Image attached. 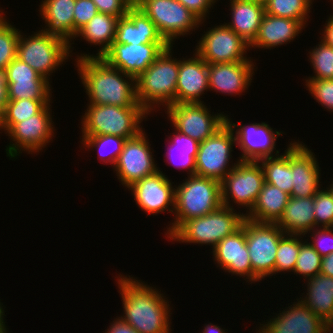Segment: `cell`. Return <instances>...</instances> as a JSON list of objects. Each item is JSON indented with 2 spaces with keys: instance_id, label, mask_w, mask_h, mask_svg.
Segmentation results:
<instances>
[{
  "instance_id": "obj_1",
  "label": "cell",
  "mask_w": 333,
  "mask_h": 333,
  "mask_svg": "<svg viewBox=\"0 0 333 333\" xmlns=\"http://www.w3.org/2000/svg\"><path fill=\"white\" fill-rule=\"evenodd\" d=\"M118 276L115 278L123 306V314L119 317L138 333H171L173 307H170L169 298L155 286L132 275L120 273Z\"/></svg>"
},
{
  "instance_id": "obj_2",
  "label": "cell",
  "mask_w": 333,
  "mask_h": 333,
  "mask_svg": "<svg viewBox=\"0 0 333 333\" xmlns=\"http://www.w3.org/2000/svg\"><path fill=\"white\" fill-rule=\"evenodd\" d=\"M88 104L142 107L136 97V78L111 67L103 58L74 60Z\"/></svg>"
},
{
  "instance_id": "obj_3",
  "label": "cell",
  "mask_w": 333,
  "mask_h": 333,
  "mask_svg": "<svg viewBox=\"0 0 333 333\" xmlns=\"http://www.w3.org/2000/svg\"><path fill=\"white\" fill-rule=\"evenodd\" d=\"M172 47L169 45L163 50L155 61L136 78L137 101L150 115L155 110L159 111L162 107L165 109L175 104L179 58L172 56Z\"/></svg>"
},
{
  "instance_id": "obj_4",
  "label": "cell",
  "mask_w": 333,
  "mask_h": 333,
  "mask_svg": "<svg viewBox=\"0 0 333 333\" xmlns=\"http://www.w3.org/2000/svg\"><path fill=\"white\" fill-rule=\"evenodd\" d=\"M221 183L217 180L187 175V178L175 185V208L172 222L166 227L167 238L184 222L201 217L222 206Z\"/></svg>"
},
{
  "instance_id": "obj_5",
  "label": "cell",
  "mask_w": 333,
  "mask_h": 333,
  "mask_svg": "<svg viewBox=\"0 0 333 333\" xmlns=\"http://www.w3.org/2000/svg\"><path fill=\"white\" fill-rule=\"evenodd\" d=\"M245 213L221 206L201 217L184 221L169 237L172 242L209 245L213 249L222 239L239 230Z\"/></svg>"
},
{
  "instance_id": "obj_6",
  "label": "cell",
  "mask_w": 333,
  "mask_h": 333,
  "mask_svg": "<svg viewBox=\"0 0 333 333\" xmlns=\"http://www.w3.org/2000/svg\"><path fill=\"white\" fill-rule=\"evenodd\" d=\"M81 118L82 135H115L125 139L138 135L150 115L143 107L87 104Z\"/></svg>"
},
{
  "instance_id": "obj_7",
  "label": "cell",
  "mask_w": 333,
  "mask_h": 333,
  "mask_svg": "<svg viewBox=\"0 0 333 333\" xmlns=\"http://www.w3.org/2000/svg\"><path fill=\"white\" fill-rule=\"evenodd\" d=\"M26 37L20 32L16 58L50 81L52 73L71 58L69 44L42 29Z\"/></svg>"
},
{
  "instance_id": "obj_8",
  "label": "cell",
  "mask_w": 333,
  "mask_h": 333,
  "mask_svg": "<svg viewBox=\"0 0 333 333\" xmlns=\"http://www.w3.org/2000/svg\"><path fill=\"white\" fill-rule=\"evenodd\" d=\"M136 7L153 21L158 33L172 46L176 39L192 34L204 23L178 0H142Z\"/></svg>"
},
{
  "instance_id": "obj_9",
  "label": "cell",
  "mask_w": 333,
  "mask_h": 333,
  "mask_svg": "<svg viewBox=\"0 0 333 333\" xmlns=\"http://www.w3.org/2000/svg\"><path fill=\"white\" fill-rule=\"evenodd\" d=\"M285 233L275 223H258L246 218V244L252 266V283L274 275L276 253Z\"/></svg>"
},
{
  "instance_id": "obj_10",
  "label": "cell",
  "mask_w": 333,
  "mask_h": 333,
  "mask_svg": "<svg viewBox=\"0 0 333 333\" xmlns=\"http://www.w3.org/2000/svg\"><path fill=\"white\" fill-rule=\"evenodd\" d=\"M51 103L53 102L47 104L38 114L16 123L6 133L10 139L9 145L5 146L9 159H17L22 151L37 155L53 140L56 129L51 116Z\"/></svg>"
},
{
  "instance_id": "obj_11",
  "label": "cell",
  "mask_w": 333,
  "mask_h": 333,
  "mask_svg": "<svg viewBox=\"0 0 333 333\" xmlns=\"http://www.w3.org/2000/svg\"><path fill=\"white\" fill-rule=\"evenodd\" d=\"M234 145L236 146L235 134L226 122L212 136L200 142L195 158V175L221 183L239 162V160L235 161L236 163L230 162Z\"/></svg>"
},
{
  "instance_id": "obj_12",
  "label": "cell",
  "mask_w": 333,
  "mask_h": 333,
  "mask_svg": "<svg viewBox=\"0 0 333 333\" xmlns=\"http://www.w3.org/2000/svg\"><path fill=\"white\" fill-rule=\"evenodd\" d=\"M264 183L263 170L258 161H239L221 182L223 206L235 209V203L238 208H246V215L253 208Z\"/></svg>"
},
{
  "instance_id": "obj_13",
  "label": "cell",
  "mask_w": 333,
  "mask_h": 333,
  "mask_svg": "<svg viewBox=\"0 0 333 333\" xmlns=\"http://www.w3.org/2000/svg\"><path fill=\"white\" fill-rule=\"evenodd\" d=\"M206 103L171 104L165 109L167 118L175 130L198 142L212 136L226 123L224 112L211 114Z\"/></svg>"
},
{
  "instance_id": "obj_14",
  "label": "cell",
  "mask_w": 333,
  "mask_h": 333,
  "mask_svg": "<svg viewBox=\"0 0 333 333\" xmlns=\"http://www.w3.org/2000/svg\"><path fill=\"white\" fill-rule=\"evenodd\" d=\"M208 29L204 30L205 34L194 50L204 61L209 64L253 61L246 54L250 51V44L225 23Z\"/></svg>"
},
{
  "instance_id": "obj_15",
  "label": "cell",
  "mask_w": 333,
  "mask_h": 333,
  "mask_svg": "<svg viewBox=\"0 0 333 333\" xmlns=\"http://www.w3.org/2000/svg\"><path fill=\"white\" fill-rule=\"evenodd\" d=\"M146 135L143 130L135 137L126 139L122 152L112 167L119 182L126 189L159 170L153 157L154 150Z\"/></svg>"
},
{
  "instance_id": "obj_16",
  "label": "cell",
  "mask_w": 333,
  "mask_h": 333,
  "mask_svg": "<svg viewBox=\"0 0 333 333\" xmlns=\"http://www.w3.org/2000/svg\"><path fill=\"white\" fill-rule=\"evenodd\" d=\"M228 116L226 115V122L235 134L236 146L241 150V156L236 160L258 161L280 154V151L275 148L276 141L280 135L283 136L284 132L271 128L266 122H251L247 125L240 122L233 123Z\"/></svg>"
},
{
  "instance_id": "obj_17",
  "label": "cell",
  "mask_w": 333,
  "mask_h": 333,
  "mask_svg": "<svg viewBox=\"0 0 333 333\" xmlns=\"http://www.w3.org/2000/svg\"><path fill=\"white\" fill-rule=\"evenodd\" d=\"M159 170L128 188L136 205L148 215H157L168 211L174 213L175 185L166 173Z\"/></svg>"
},
{
  "instance_id": "obj_18",
  "label": "cell",
  "mask_w": 333,
  "mask_h": 333,
  "mask_svg": "<svg viewBox=\"0 0 333 333\" xmlns=\"http://www.w3.org/2000/svg\"><path fill=\"white\" fill-rule=\"evenodd\" d=\"M296 300L268 322L260 323L256 333H329L328 324L298 298Z\"/></svg>"
},
{
  "instance_id": "obj_19",
  "label": "cell",
  "mask_w": 333,
  "mask_h": 333,
  "mask_svg": "<svg viewBox=\"0 0 333 333\" xmlns=\"http://www.w3.org/2000/svg\"><path fill=\"white\" fill-rule=\"evenodd\" d=\"M290 167L293 184L290 196L311 197L323 187L320 184L321 167H319L317 157L303 141L294 140L290 144Z\"/></svg>"
},
{
  "instance_id": "obj_20",
  "label": "cell",
  "mask_w": 333,
  "mask_h": 333,
  "mask_svg": "<svg viewBox=\"0 0 333 333\" xmlns=\"http://www.w3.org/2000/svg\"><path fill=\"white\" fill-rule=\"evenodd\" d=\"M211 250L213 261L219 269L244 277L248 284L252 283V266L246 244V219L239 230L226 236Z\"/></svg>"
},
{
  "instance_id": "obj_21",
  "label": "cell",
  "mask_w": 333,
  "mask_h": 333,
  "mask_svg": "<svg viewBox=\"0 0 333 333\" xmlns=\"http://www.w3.org/2000/svg\"><path fill=\"white\" fill-rule=\"evenodd\" d=\"M168 46L167 43H113L101 58L111 67L137 78Z\"/></svg>"
},
{
  "instance_id": "obj_22",
  "label": "cell",
  "mask_w": 333,
  "mask_h": 333,
  "mask_svg": "<svg viewBox=\"0 0 333 333\" xmlns=\"http://www.w3.org/2000/svg\"><path fill=\"white\" fill-rule=\"evenodd\" d=\"M254 63L253 61L208 63L209 90L230 96L242 95L251 86L256 72Z\"/></svg>"
},
{
  "instance_id": "obj_23",
  "label": "cell",
  "mask_w": 333,
  "mask_h": 333,
  "mask_svg": "<svg viewBox=\"0 0 333 333\" xmlns=\"http://www.w3.org/2000/svg\"><path fill=\"white\" fill-rule=\"evenodd\" d=\"M192 57L179 59L175 104L204 103L201 96L209 90L208 63L193 51Z\"/></svg>"
},
{
  "instance_id": "obj_24",
  "label": "cell",
  "mask_w": 333,
  "mask_h": 333,
  "mask_svg": "<svg viewBox=\"0 0 333 333\" xmlns=\"http://www.w3.org/2000/svg\"><path fill=\"white\" fill-rule=\"evenodd\" d=\"M76 0H41L39 15L45 22L42 30L69 44L70 56L74 53V7ZM73 41V43H71Z\"/></svg>"
},
{
  "instance_id": "obj_25",
  "label": "cell",
  "mask_w": 333,
  "mask_h": 333,
  "mask_svg": "<svg viewBox=\"0 0 333 333\" xmlns=\"http://www.w3.org/2000/svg\"><path fill=\"white\" fill-rule=\"evenodd\" d=\"M113 43L138 45L166 41L158 33L152 20L137 7H131L125 16L119 18Z\"/></svg>"
},
{
  "instance_id": "obj_26",
  "label": "cell",
  "mask_w": 333,
  "mask_h": 333,
  "mask_svg": "<svg viewBox=\"0 0 333 333\" xmlns=\"http://www.w3.org/2000/svg\"><path fill=\"white\" fill-rule=\"evenodd\" d=\"M305 27L289 18L264 14L258 34L250 44V49H273L292 42Z\"/></svg>"
},
{
  "instance_id": "obj_27",
  "label": "cell",
  "mask_w": 333,
  "mask_h": 333,
  "mask_svg": "<svg viewBox=\"0 0 333 333\" xmlns=\"http://www.w3.org/2000/svg\"><path fill=\"white\" fill-rule=\"evenodd\" d=\"M229 6L231 22L224 23L251 44L258 34L265 14L264 4L254 0H230Z\"/></svg>"
},
{
  "instance_id": "obj_28",
  "label": "cell",
  "mask_w": 333,
  "mask_h": 333,
  "mask_svg": "<svg viewBox=\"0 0 333 333\" xmlns=\"http://www.w3.org/2000/svg\"><path fill=\"white\" fill-rule=\"evenodd\" d=\"M119 18L111 14L98 12L83 28H81L74 39L78 37L93 46H100L96 54L78 53L76 59L84 57H102L112 46ZM80 54V56H79ZM90 54V55H89Z\"/></svg>"
},
{
  "instance_id": "obj_29",
  "label": "cell",
  "mask_w": 333,
  "mask_h": 333,
  "mask_svg": "<svg viewBox=\"0 0 333 333\" xmlns=\"http://www.w3.org/2000/svg\"><path fill=\"white\" fill-rule=\"evenodd\" d=\"M303 281L307 290L298 299L329 325L333 321V278L319 273Z\"/></svg>"
},
{
  "instance_id": "obj_30",
  "label": "cell",
  "mask_w": 333,
  "mask_h": 333,
  "mask_svg": "<svg viewBox=\"0 0 333 333\" xmlns=\"http://www.w3.org/2000/svg\"><path fill=\"white\" fill-rule=\"evenodd\" d=\"M275 224L285 234L305 235L315 228L314 196H290L282 216Z\"/></svg>"
},
{
  "instance_id": "obj_31",
  "label": "cell",
  "mask_w": 333,
  "mask_h": 333,
  "mask_svg": "<svg viewBox=\"0 0 333 333\" xmlns=\"http://www.w3.org/2000/svg\"><path fill=\"white\" fill-rule=\"evenodd\" d=\"M289 198L290 194L265 182L253 208L245 216L253 222L276 223L282 216Z\"/></svg>"
},
{
  "instance_id": "obj_32",
  "label": "cell",
  "mask_w": 333,
  "mask_h": 333,
  "mask_svg": "<svg viewBox=\"0 0 333 333\" xmlns=\"http://www.w3.org/2000/svg\"><path fill=\"white\" fill-rule=\"evenodd\" d=\"M170 140L165 153V161L177 169L185 170L190 175H195V158L198 153L199 144L197 140L182 134L174 129L170 135H166ZM171 136V137H170Z\"/></svg>"
},
{
  "instance_id": "obj_33",
  "label": "cell",
  "mask_w": 333,
  "mask_h": 333,
  "mask_svg": "<svg viewBox=\"0 0 333 333\" xmlns=\"http://www.w3.org/2000/svg\"><path fill=\"white\" fill-rule=\"evenodd\" d=\"M292 142V140L289 142L284 153L258 160L263 170L265 182L290 195L293 189L290 167V144Z\"/></svg>"
},
{
  "instance_id": "obj_34",
  "label": "cell",
  "mask_w": 333,
  "mask_h": 333,
  "mask_svg": "<svg viewBox=\"0 0 333 333\" xmlns=\"http://www.w3.org/2000/svg\"><path fill=\"white\" fill-rule=\"evenodd\" d=\"M81 137L80 143L84 145L82 149H87V151L96 149L100 163L110 164L113 167L126 141L125 138L115 135H82Z\"/></svg>"
},
{
  "instance_id": "obj_35",
  "label": "cell",
  "mask_w": 333,
  "mask_h": 333,
  "mask_svg": "<svg viewBox=\"0 0 333 333\" xmlns=\"http://www.w3.org/2000/svg\"><path fill=\"white\" fill-rule=\"evenodd\" d=\"M304 235L285 234L279 241L274 276L276 274L292 272L295 269L300 246L306 241Z\"/></svg>"
},
{
  "instance_id": "obj_36",
  "label": "cell",
  "mask_w": 333,
  "mask_h": 333,
  "mask_svg": "<svg viewBox=\"0 0 333 333\" xmlns=\"http://www.w3.org/2000/svg\"><path fill=\"white\" fill-rule=\"evenodd\" d=\"M264 6L266 14L298 20L305 28L312 12L305 0H268Z\"/></svg>"
},
{
  "instance_id": "obj_37",
  "label": "cell",
  "mask_w": 333,
  "mask_h": 333,
  "mask_svg": "<svg viewBox=\"0 0 333 333\" xmlns=\"http://www.w3.org/2000/svg\"><path fill=\"white\" fill-rule=\"evenodd\" d=\"M52 100H9L4 109L6 133L18 122L38 114Z\"/></svg>"
},
{
  "instance_id": "obj_38",
  "label": "cell",
  "mask_w": 333,
  "mask_h": 333,
  "mask_svg": "<svg viewBox=\"0 0 333 333\" xmlns=\"http://www.w3.org/2000/svg\"><path fill=\"white\" fill-rule=\"evenodd\" d=\"M49 81H8L9 100H53Z\"/></svg>"
},
{
  "instance_id": "obj_39",
  "label": "cell",
  "mask_w": 333,
  "mask_h": 333,
  "mask_svg": "<svg viewBox=\"0 0 333 333\" xmlns=\"http://www.w3.org/2000/svg\"><path fill=\"white\" fill-rule=\"evenodd\" d=\"M308 54L314 76L307 79H333V47L321 40Z\"/></svg>"
},
{
  "instance_id": "obj_40",
  "label": "cell",
  "mask_w": 333,
  "mask_h": 333,
  "mask_svg": "<svg viewBox=\"0 0 333 333\" xmlns=\"http://www.w3.org/2000/svg\"><path fill=\"white\" fill-rule=\"evenodd\" d=\"M20 32L6 16L0 19V68L6 69L16 58Z\"/></svg>"
},
{
  "instance_id": "obj_41",
  "label": "cell",
  "mask_w": 333,
  "mask_h": 333,
  "mask_svg": "<svg viewBox=\"0 0 333 333\" xmlns=\"http://www.w3.org/2000/svg\"><path fill=\"white\" fill-rule=\"evenodd\" d=\"M309 238L300 246L299 254L294 275L303 277L304 280L310 279L320 273L322 257L308 243Z\"/></svg>"
},
{
  "instance_id": "obj_42",
  "label": "cell",
  "mask_w": 333,
  "mask_h": 333,
  "mask_svg": "<svg viewBox=\"0 0 333 333\" xmlns=\"http://www.w3.org/2000/svg\"><path fill=\"white\" fill-rule=\"evenodd\" d=\"M322 188L314 195L315 227H331L333 225V194L327 187Z\"/></svg>"
},
{
  "instance_id": "obj_43",
  "label": "cell",
  "mask_w": 333,
  "mask_h": 333,
  "mask_svg": "<svg viewBox=\"0 0 333 333\" xmlns=\"http://www.w3.org/2000/svg\"><path fill=\"white\" fill-rule=\"evenodd\" d=\"M306 90L324 109L333 112V79H305Z\"/></svg>"
},
{
  "instance_id": "obj_44",
  "label": "cell",
  "mask_w": 333,
  "mask_h": 333,
  "mask_svg": "<svg viewBox=\"0 0 333 333\" xmlns=\"http://www.w3.org/2000/svg\"><path fill=\"white\" fill-rule=\"evenodd\" d=\"M304 237L310 238L308 243L321 257L333 252V229L331 227H315Z\"/></svg>"
},
{
  "instance_id": "obj_45",
  "label": "cell",
  "mask_w": 333,
  "mask_h": 333,
  "mask_svg": "<svg viewBox=\"0 0 333 333\" xmlns=\"http://www.w3.org/2000/svg\"><path fill=\"white\" fill-rule=\"evenodd\" d=\"M6 71L8 81H48L18 58L8 64Z\"/></svg>"
},
{
  "instance_id": "obj_46",
  "label": "cell",
  "mask_w": 333,
  "mask_h": 333,
  "mask_svg": "<svg viewBox=\"0 0 333 333\" xmlns=\"http://www.w3.org/2000/svg\"><path fill=\"white\" fill-rule=\"evenodd\" d=\"M98 9L92 0H76L74 7V37L96 14Z\"/></svg>"
},
{
  "instance_id": "obj_47",
  "label": "cell",
  "mask_w": 333,
  "mask_h": 333,
  "mask_svg": "<svg viewBox=\"0 0 333 333\" xmlns=\"http://www.w3.org/2000/svg\"><path fill=\"white\" fill-rule=\"evenodd\" d=\"M96 5L98 12L111 14L118 18L127 14L131 5L126 0H92Z\"/></svg>"
},
{
  "instance_id": "obj_48",
  "label": "cell",
  "mask_w": 333,
  "mask_h": 333,
  "mask_svg": "<svg viewBox=\"0 0 333 333\" xmlns=\"http://www.w3.org/2000/svg\"><path fill=\"white\" fill-rule=\"evenodd\" d=\"M184 7L189 9L200 21L205 22L211 8L218 0H178Z\"/></svg>"
},
{
  "instance_id": "obj_49",
  "label": "cell",
  "mask_w": 333,
  "mask_h": 333,
  "mask_svg": "<svg viewBox=\"0 0 333 333\" xmlns=\"http://www.w3.org/2000/svg\"><path fill=\"white\" fill-rule=\"evenodd\" d=\"M105 331V333H138L133 327L118 316L117 318H114Z\"/></svg>"
},
{
  "instance_id": "obj_50",
  "label": "cell",
  "mask_w": 333,
  "mask_h": 333,
  "mask_svg": "<svg viewBox=\"0 0 333 333\" xmlns=\"http://www.w3.org/2000/svg\"><path fill=\"white\" fill-rule=\"evenodd\" d=\"M8 101L7 71L4 68H0V109L4 110Z\"/></svg>"
},
{
  "instance_id": "obj_51",
  "label": "cell",
  "mask_w": 333,
  "mask_h": 333,
  "mask_svg": "<svg viewBox=\"0 0 333 333\" xmlns=\"http://www.w3.org/2000/svg\"><path fill=\"white\" fill-rule=\"evenodd\" d=\"M327 18L319 40H323L326 44L333 47V16L330 15Z\"/></svg>"
},
{
  "instance_id": "obj_52",
  "label": "cell",
  "mask_w": 333,
  "mask_h": 333,
  "mask_svg": "<svg viewBox=\"0 0 333 333\" xmlns=\"http://www.w3.org/2000/svg\"><path fill=\"white\" fill-rule=\"evenodd\" d=\"M320 273L333 278V252L322 257Z\"/></svg>"
},
{
  "instance_id": "obj_53",
  "label": "cell",
  "mask_w": 333,
  "mask_h": 333,
  "mask_svg": "<svg viewBox=\"0 0 333 333\" xmlns=\"http://www.w3.org/2000/svg\"><path fill=\"white\" fill-rule=\"evenodd\" d=\"M204 329L201 330L202 332L200 333H228L226 330L223 329L222 327L218 326L217 324L215 325L214 323L208 322L206 323L205 326L203 327Z\"/></svg>"
},
{
  "instance_id": "obj_54",
  "label": "cell",
  "mask_w": 333,
  "mask_h": 333,
  "mask_svg": "<svg viewBox=\"0 0 333 333\" xmlns=\"http://www.w3.org/2000/svg\"><path fill=\"white\" fill-rule=\"evenodd\" d=\"M3 303H1L0 302V333H8L9 331L7 330L8 328H6V327H8V326H6V324H5V319H4V317L6 316L5 315V306L3 305ZM10 333V332H9Z\"/></svg>"
},
{
  "instance_id": "obj_55",
  "label": "cell",
  "mask_w": 333,
  "mask_h": 333,
  "mask_svg": "<svg viewBox=\"0 0 333 333\" xmlns=\"http://www.w3.org/2000/svg\"><path fill=\"white\" fill-rule=\"evenodd\" d=\"M0 133H5L6 134V127L4 123V110L0 109Z\"/></svg>"
},
{
  "instance_id": "obj_56",
  "label": "cell",
  "mask_w": 333,
  "mask_h": 333,
  "mask_svg": "<svg viewBox=\"0 0 333 333\" xmlns=\"http://www.w3.org/2000/svg\"><path fill=\"white\" fill-rule=\"evenodd\" d=\"M131 7H136L142 0H126Z\"/></svg>"
},
{
  "instance_id": "obj_57",
  "label": "cell",
  "mask_w": 333,
  "mask_h": 333,
  "mask_svg": "<svg viewBox=\"0 0 333 333\" xmlns=\"http://www.w3.org/2000/svg\"><path fill=\"white\" fill-rule=\"evenodd\" d=\"M333 179V178H332ZM332 183L331 184H328L329 186L327 187L330 192L333 194V181H331Z\"/></svg>"
},
{
  "instance_id": "obj_58",
  "label": "cell",
  "mask_w": 333,
  "mask_h": 333,
  "mask_svg": "<svg viewBox=\"0 0 333 333\" xmlns=\"http://www.w3.org/2000/svg\"><path fill=\"white\" fill-rule=\"evenodd\" d=\"M310 6L312 5V8H313V2L314 0H305Z\"/></svg>"
},
{
  "instance_id": "obj_59",
  "label": "cell",
  "mask_w": 333,
  "mask_h": 333,
  "mask_svg": "<svg viewBox=\"0 0 333 333\" xmlns=\"http://www.w3.org/2000/svg\"><path fill=\"white\" fill-rule=\"evenodd\" d=\"M254 1L265 4L268 0H254Z\"/></svg>"
},
{
  "instance_id": "obj_60",
  "label": "cell",
  "mask_w": 333,
  "mask_h": 333,
  "mask_svg": "<svg viewBox=\"0 0 333 333\" xmlns=\"http://www.w3.org/2000/svg\"><path fill=\"white\" fill-rule=\"evenodd\" d=\"M3 11L4 10H2V8H0V19L3 17V15H5Z\"/></svg>"
}]
</instances>
